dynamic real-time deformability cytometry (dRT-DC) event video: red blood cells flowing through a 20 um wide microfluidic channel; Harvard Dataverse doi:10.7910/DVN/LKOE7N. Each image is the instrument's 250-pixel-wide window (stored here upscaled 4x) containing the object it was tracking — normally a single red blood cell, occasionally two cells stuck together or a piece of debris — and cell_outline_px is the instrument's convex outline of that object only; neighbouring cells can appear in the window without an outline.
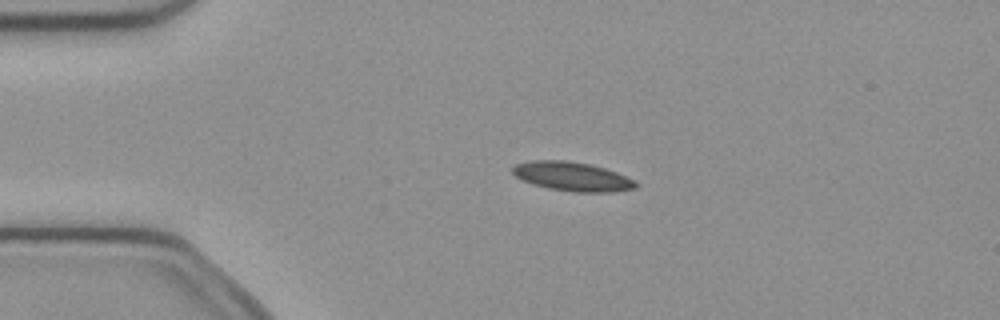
{"species": "common noctule bat (a hibernating species)", "species_latin": "Nyctalus noctula", "temperature_condition": "cold", "stored_images_in_passage": 4, "camera_frame_rate_fps": 3000, "um_per_image_px": 0.085, "animal": {"sex": "female", "body_mass_g": 21.9}, "frame": {"image": 1, "passage_image": 3, "time_ms": 0.667, "image_size_px": [1000, 320], "cell_outline_px": [[640, 184], [636, 188], [612, 192], [576, 192], [548, 188], [532, 184], [516, 176], [512, 172], [512, 168], [516, 164], [528, 160], [564, 160], [588, 164], [604, 168], [616, 172], [636, 180]], "centroid_in_image_um": [48.67, 15.0], "position_along_channel_um": 36.3, "area_um2": 20.87}}